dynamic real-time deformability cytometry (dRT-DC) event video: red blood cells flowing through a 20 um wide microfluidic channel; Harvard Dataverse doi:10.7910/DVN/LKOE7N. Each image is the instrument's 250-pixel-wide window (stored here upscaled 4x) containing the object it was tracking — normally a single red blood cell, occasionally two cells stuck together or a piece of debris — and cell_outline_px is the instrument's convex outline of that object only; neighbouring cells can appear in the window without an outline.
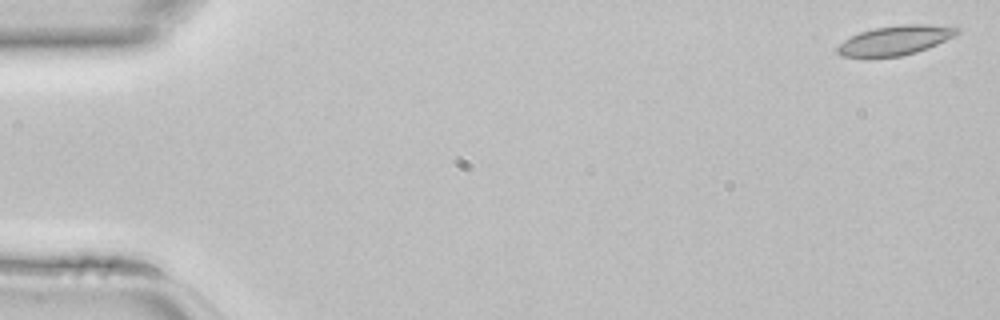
{"species": "common noctule bat (a hibernating species)", "species_latin": "Nyctalus noctula", "temperature_condition": "room temperature", "stored_images_in_passage": 45, "camera_frame_rate_fps": 3000, "um_per_image_px": 0.085, "animal": {"sex": "female", "body_mass_g": 22.7, "forearm_length_mm": 54.2}, "frame": {"image": 1, "passage_image": 1, "time_ms": 0.0, "image_size_px": [1000, 320], "cell_outline_px": [[960, 32], [928, 48], [916, 52], [900, 56], [840, 56], [836, 52], [836, 48], [844, 40], [860, 32], [876, 28], [900, 24], [928, 24], [960, 28]], "centroid_in_image_um": [76.09, 3.41], "position_along_channel_um": 8.9, "area_um2": 20.11}}
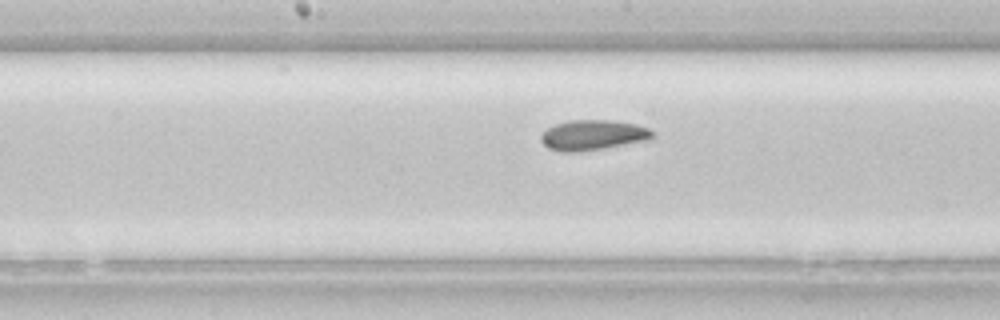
{"frame": {"image": 2, "passage_image": 23, "time_ms": 7.333, "image_size_px": [1000, 320], "cell_outline_px": [[656, 136], [652, 140], [604, 148], [576, 152], [564, 152], [548, 148], [540, 140], [540, 136], [548, 128], [556, 124], [568, 120], [608, 120], [636, 124], [648, 128], [656, 132]], "centroid_in_image_um": [50.46, 11.48], "position_along_channel_um": 197.7, "area_um2": 19.83}}
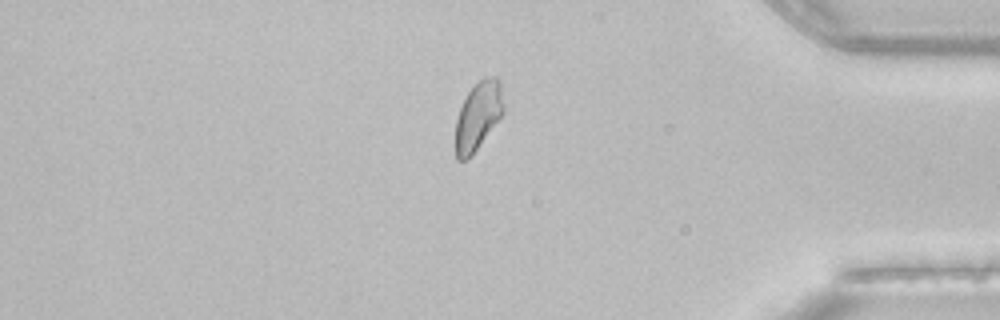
{"frame": {"image": 3, "passage_image": 38, "time_ms": 12.333, "image_size_px": [1000, 320], "cell_outline_px": [[504, 112], [472, 156], [464, 160], [456, 160], [456, 120], [460, 108], [468, 92], [480, 80], [488, 76], [496, 76], [500, 80], [504, 104]], "centroid_in_image_um": [40.65, 9.85], "position_along_channel_um": 394.5, "area_um2": 19.02}}